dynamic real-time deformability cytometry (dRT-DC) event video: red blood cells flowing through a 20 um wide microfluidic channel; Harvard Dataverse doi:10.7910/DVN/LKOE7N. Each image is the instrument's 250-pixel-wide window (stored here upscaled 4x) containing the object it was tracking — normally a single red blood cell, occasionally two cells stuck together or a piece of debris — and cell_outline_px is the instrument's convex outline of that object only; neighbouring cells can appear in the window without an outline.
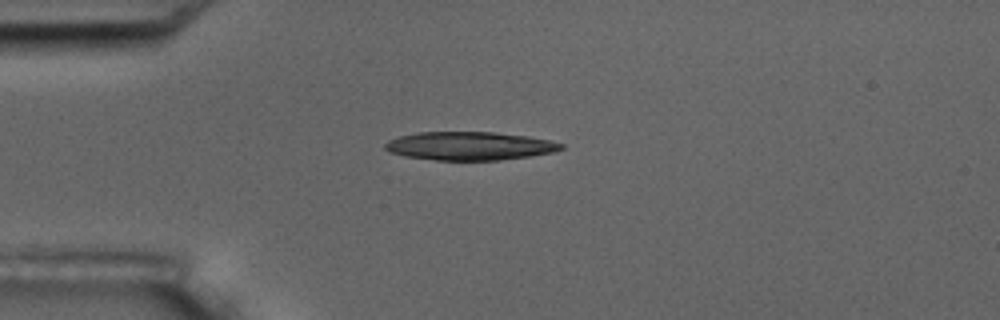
{"species": "common noctule bat (a hibernating species)", "species_latin": "Nyctalus noctula", "temperature_condition": "room temperature", "stored_images_in_passage": 5, "camera_frame_rate_fps": 3000, "um_per_image_px": 0.085, "animal": {"sex": "male", "body_mass_g": 17.5, "forearm_length_mm": 52.3}, "frame": {"image": 1, "passage_image": 1, "time_ms": 0.0, "image_size_px": [1000, 320], "cell_outline_px": [[564, 148], [552, 152], [532, 156], [500, 160], [436, 160], [404, 156], [388, 152], [384, 148], [384, 144], [388, 140], [400, 136], [420, 132], [496, 132], [528, 136], [548, 140], [564, 144]], "centroid_in_image_um": [39.9, 12.41], "position_along_channel_um": 45.1, "area_um2": 29.19}}